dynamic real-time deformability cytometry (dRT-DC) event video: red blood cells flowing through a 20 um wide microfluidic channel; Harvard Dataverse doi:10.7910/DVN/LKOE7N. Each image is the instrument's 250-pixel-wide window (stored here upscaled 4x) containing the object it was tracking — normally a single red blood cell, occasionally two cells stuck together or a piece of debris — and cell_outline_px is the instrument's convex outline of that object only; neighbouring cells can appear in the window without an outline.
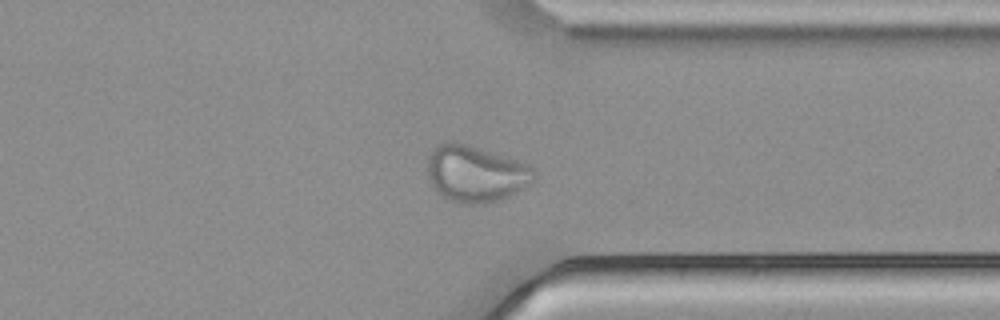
{"species": "common noctule bat (a hibernating species)", "species_latin": "Nyctalus noctula", "temperature_condition": "cold", "stored_images_in_passage": 42, "camera_frame_rate_fps": 3000, "um_per_image_px": 0.085, "animal": {"sex": "male", "body_mass_g": 21.5, "forearm_length_mm": 52.0}, "frame": {"image": 1, "passage_image": 30, "time_ms": 9.667, "image_size_px": [1000, 320], "cell_outline_px": [[536, 180], [532, 184], [500, 200], [484, 204], [460, 204], [440, 196], [436, 192], [428, 176], [428, 156], [444, 140], [452, 140], [468, 144], [508, 156], [528, 164], [536, 168]], "centroid_in_image_um": [40.47, 14.76], "position_along_channel_um": 370.9, "area_um2": 35.84}}